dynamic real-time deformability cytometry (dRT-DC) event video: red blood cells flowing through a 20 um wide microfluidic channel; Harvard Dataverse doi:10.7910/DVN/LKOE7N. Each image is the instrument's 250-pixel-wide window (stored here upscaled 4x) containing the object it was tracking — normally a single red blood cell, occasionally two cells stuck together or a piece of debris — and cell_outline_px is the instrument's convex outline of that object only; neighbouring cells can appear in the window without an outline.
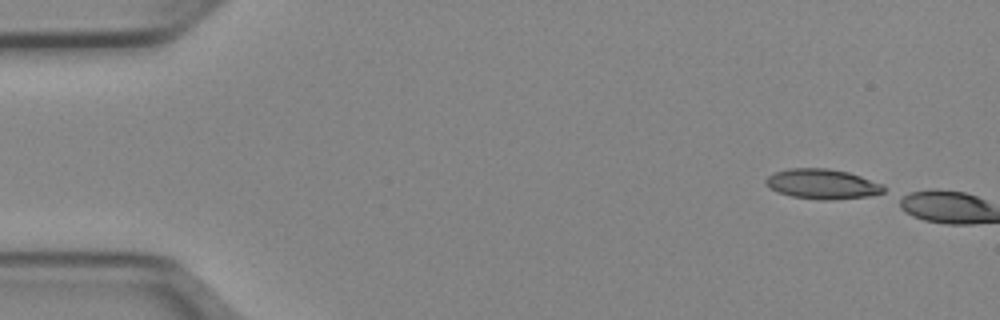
{"species": "Egyptian fruit bat (a non-hibernating species)", "species_latin": "Rousettus aegyptiacus", "temperature_condition": "cold", "stored_images_in_passage": 3, "camera_frame_rate_fps": 3000, "um_per_image_px": 0.085, "animal": {"sex": "female"}, "frame": {"image": 1, "passage_image": 1, "time_ms": 0.0, "image_size_px": [1000, 320], "cell_outline_px": [[884, 192], [868, 196], [828, 200], [824, 200], [792, 196], [780, 192], [772, 188], [764, 180], [772, 172], [788, 168], [828, 168], [848, 172], [884, 184]], "centroid_in_image_um": [69.91, 15.62], "position_along_channel_um": 15.1, "area_um2": 20.4}}